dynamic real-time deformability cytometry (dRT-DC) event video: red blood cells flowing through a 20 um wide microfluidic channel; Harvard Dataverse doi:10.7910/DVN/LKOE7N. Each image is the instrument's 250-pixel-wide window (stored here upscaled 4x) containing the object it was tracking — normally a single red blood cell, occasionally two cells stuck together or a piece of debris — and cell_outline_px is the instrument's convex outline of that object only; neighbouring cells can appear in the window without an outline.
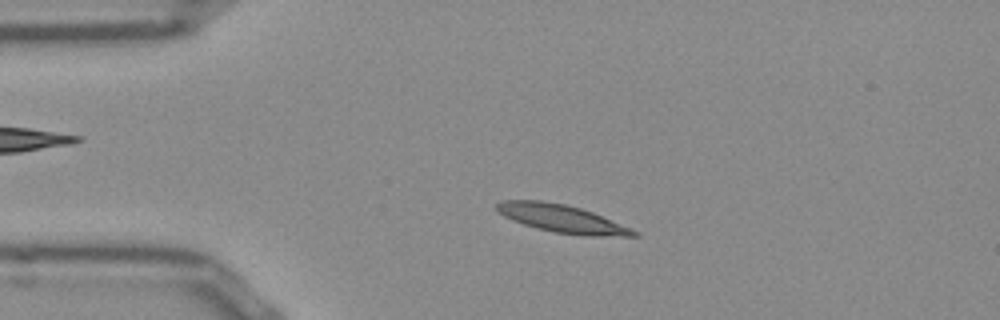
{"species": "Egyptian fruit bat (a non-hibernating species)", "species_latin": "Rousettus aegyptiacus", "temperature_condition": "room temperature", "stored_images_in_passage": 50, "camera_frame_rate_fps": 3000, "um_per_image_px": 0.085, "frame": {"image": 1, "passage_image": 9, "time_ms": 2.667, "image_size_px": [1000, 320], "cell_outline_px": [[640, 236], [584, 236], [556, 232], [536, 228], [512, 220], [496, 212], [496, 204], [500, 200], [540, 200], [564, 204], [580, 208], [592, 212], [632, 228], [640, 232]], "centroid_in_image_um": [47.77, 18.58], "position_along_channel_um": 37.2, "area_um2": 22.31}}
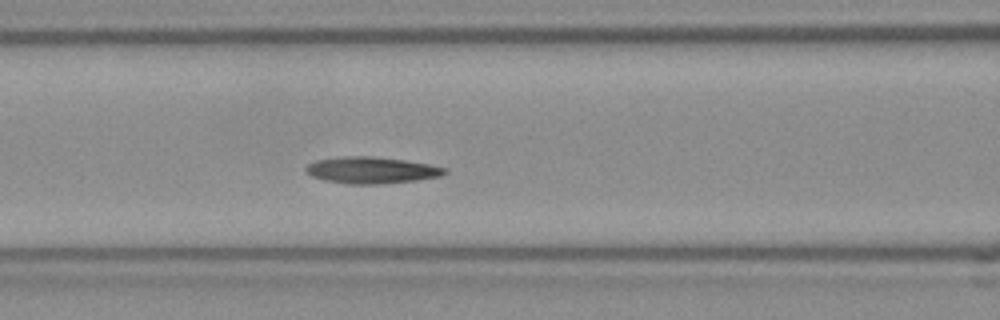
{"frame": {"image": 2, "passage_image": 19, "time_ms": 6.0, "image_size_px": [1000, 320], "cell_outline_px": [[448, 172], [440, 176], [416, 180], [376, 184], [352, 184], [324, 180], [312, 176], [304, 172], [304, 168], [308, 164], [316, 160], [348, 156], [372, 156], [404, 160], [428, 164], [448, 168]], "centroid_in_image_um": [31.57, 14.46], "position_along_channel_um": 135.0, "area_um2": 21.39}}
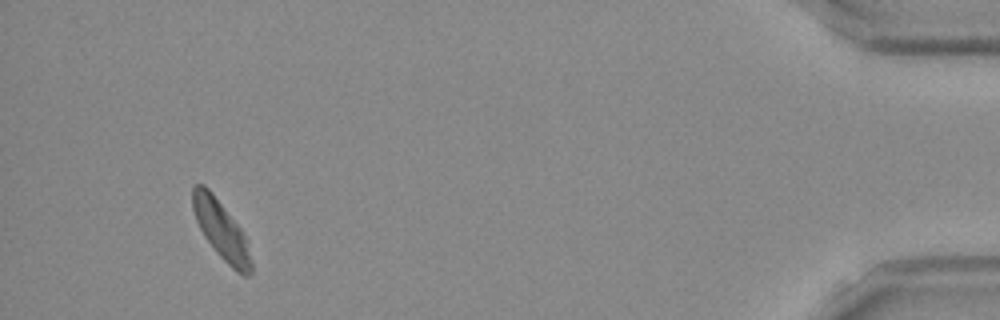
{"frame": {"image": 3, "passage_image": 47, "time_ms": 15.333, "image_size_px": [1000, 320], "cell_outline_px": [[252, 272], [248, 276], [244, 276], [236, 272], [216, 252], [204, 236], [196, 220], [192, 208], [192, 188], [196, 184], [204, 184], [212, 192], [240, 228], [244, 236], [252, 264]], "centroid_in_image_um": [18.78, 19.55], "position_along_channel_um": 416.4, "area_um2": 19.59}, "authors_computed_cell_mechanics": {"area_um2": 20.6924, "velocity_mm_per_s": 3.822, "shape_relaxation_time_tau1_ms": 8.0805, "shape_relaxation_time_tau2_ms": null, "deformation_change_tau1": 0.1984, "deformation_change_tau2": null}}